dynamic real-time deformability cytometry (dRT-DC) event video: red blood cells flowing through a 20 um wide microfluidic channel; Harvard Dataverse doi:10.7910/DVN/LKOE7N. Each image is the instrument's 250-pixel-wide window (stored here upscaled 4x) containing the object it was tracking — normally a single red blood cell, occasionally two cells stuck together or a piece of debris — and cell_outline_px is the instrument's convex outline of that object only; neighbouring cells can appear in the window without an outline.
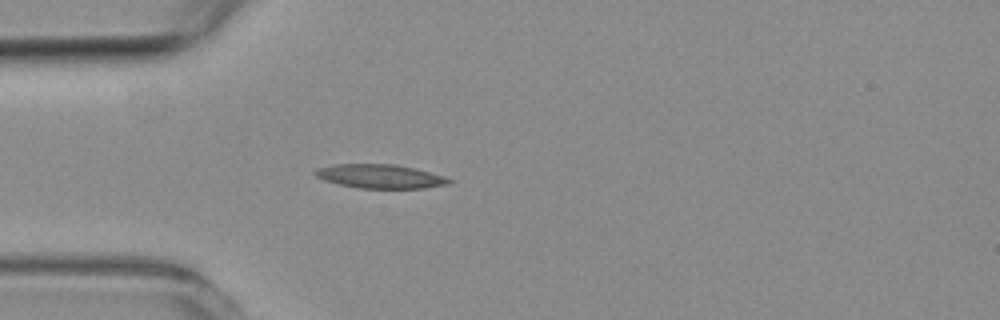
{"species": "common noctule bat (a hibernating species)", "species_latin": "Nyctalus noctula", "temperature_condition": "room temperature", "stored_images_in_passage": 4, "camera_frame_rate_fps": 3000, "um_per_image_px": 0.085, "animal": {"sex": "female", "body_mass_g": 19.3, "forearm_length_mm": 54.1}, "frame": {"image": 1, "passage_image": 4, "time_ms": 4.667, "image_size_px": [1000, 320], "cell_outline_px": [[452, 180], [448, 184], [424, 188], [360, 188], [340, 184], [324, 180], [316, 176], [312, 172], [316, 168], [336, 164], [396, 164], [416, 168], [444, 176]], "centroid_in_image_um": [32.3, 14.98], "position_along_channel_um": 52.7, "area_um2": 18.61}}